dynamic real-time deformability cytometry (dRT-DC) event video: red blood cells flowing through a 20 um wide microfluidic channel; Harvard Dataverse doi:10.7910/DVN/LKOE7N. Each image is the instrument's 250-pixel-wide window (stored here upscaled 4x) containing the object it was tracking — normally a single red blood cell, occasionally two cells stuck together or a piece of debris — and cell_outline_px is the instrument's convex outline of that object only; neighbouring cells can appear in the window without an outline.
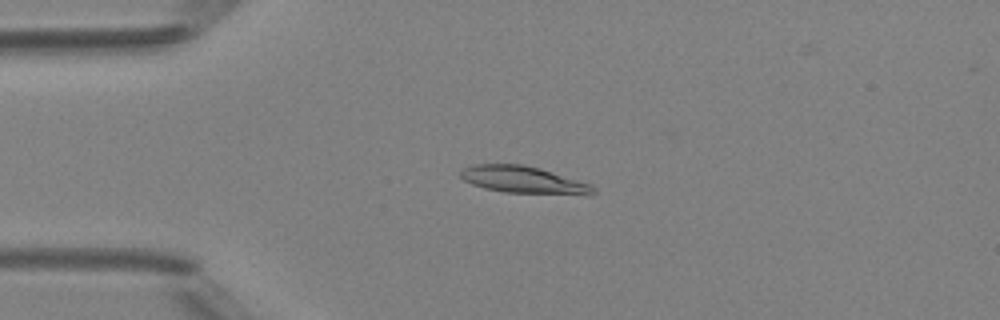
{"species": "Egyptian fruit bat (a non-hibernating species)", "species_latin": "Rousettus aegyptiacus", "temperature_condition": "room temperature", "stored_images_in_passage": 34, "camera_frame_rate_fps": 3000, "um_per_image_px": 0.085, "animal": {"sex": "female"}, "frame": {"image": 1, "passage_image": 1, "time_ms": 0.0, "image_size_px": [1000, 320], "cell_outline_px": [[596, 192], [588, 196], [504, 192], [484, 188], [472, 184], [464, 180], [460, 176], [460, 172], [464, 168], [476, 164], [524, 164], [540, 168], [592, 184], [596, 188]], "centroid_in_image_um": [44.58, 15.31], "position_along_channel_um": 40.4, "area_um2": 21.33}}
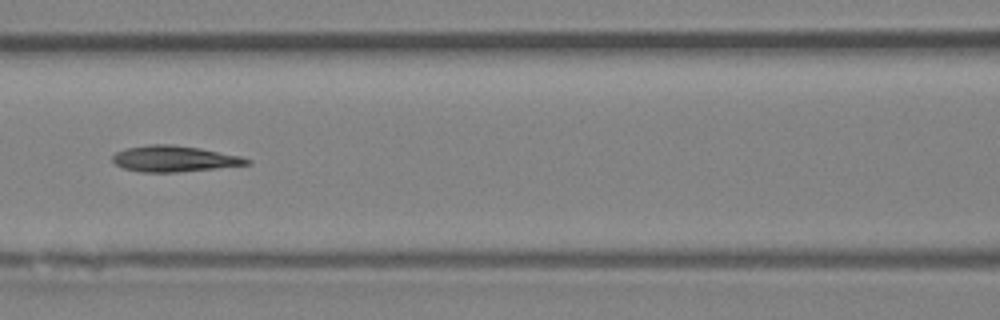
{"frame": {"image": 2, "passage_image": 11, "time_ms": 3.333, "image_size_px": [1000, 320], "cell_outline_px": [[252, 164], [216, 168], [176, 172], [140, 172], [124, 168], [116, 164], [112, 160], [112, 156], [116, 152], [128, 148], [148, 144], [172, 144], [200, 148], [240, 156], [252, 160]], "centroid_in_image_um": [14.82, 13.49], "position_along_channel_um": 151.8, "area_um2": 20.29}}
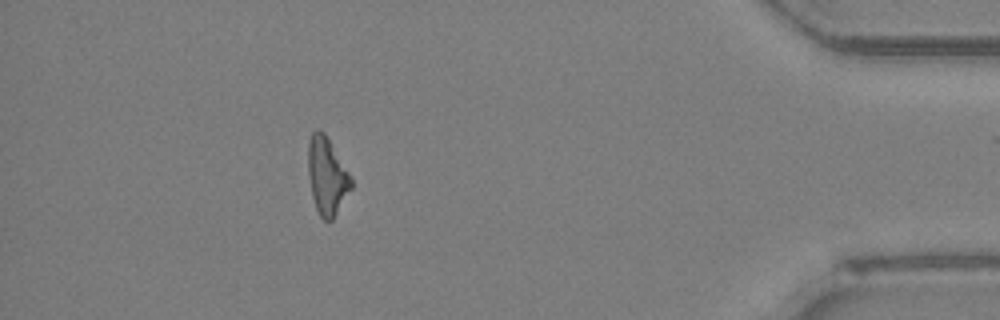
{"frame": {"image": 3, "passage_image": 33, "time_ms": 10.667, "image_size_px": [1000, 320], "cell_outline_px": [[352, 188], [332, 220], [324, 220], [320, 216], [316, 208], [312, 196], [308, 176], [308, 140], [312, 132], [316, 128], [324, 132], [352, 176]], "centroid_in_image_um": [27.79, 14.94], "position_along_channel_um": 407.4, "area_um2": 19.48}, "authors_computed_cell_mechanics": {"area_um2": 20.0855, "velocity_mm_per_s": 4.2029, "shape_relaxation_time_tau1_ms": null, "shape_relaxation_time_tau2_ms": 5.7313, "deformation_change_tau1": null, "deformation_change_tau2": 0.1589}}